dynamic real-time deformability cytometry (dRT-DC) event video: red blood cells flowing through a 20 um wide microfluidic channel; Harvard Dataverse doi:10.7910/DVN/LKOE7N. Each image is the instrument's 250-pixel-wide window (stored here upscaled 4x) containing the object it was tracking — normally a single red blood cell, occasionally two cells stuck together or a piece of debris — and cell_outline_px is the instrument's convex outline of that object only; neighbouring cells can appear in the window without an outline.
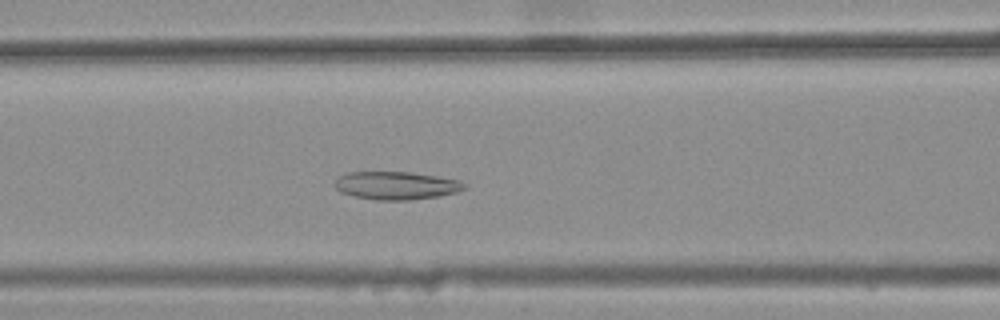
{"species": "common noctule bat (a hibernating species)", "species_latin": "Nyctalus noctula", "temperature_condition": "warm", "stored_images_in_passage": 40, "camera_frame_rate_fps": 3000, "um_per_image_px": 0.085, "animal": {"sex": "female", "body_mass_g": 25.1}, "frame": {"image": 1, "passage_image": 18, "time_ms": 5.667, "image_size_px": [1000, 320], "cell_outline_px": [[468, 184], [464, 188], [456, 192], [440, 196], [408, 200], [376, 200], [352, 196], [340, 192], [336, 188], [336, 176], [348, 172], [408, 172], [436, 176], [460, 180]], "centroid_in_image_um": [33.66, 15.77], "position_along_channel_um": 132.9, "area_um2": 21.21}}
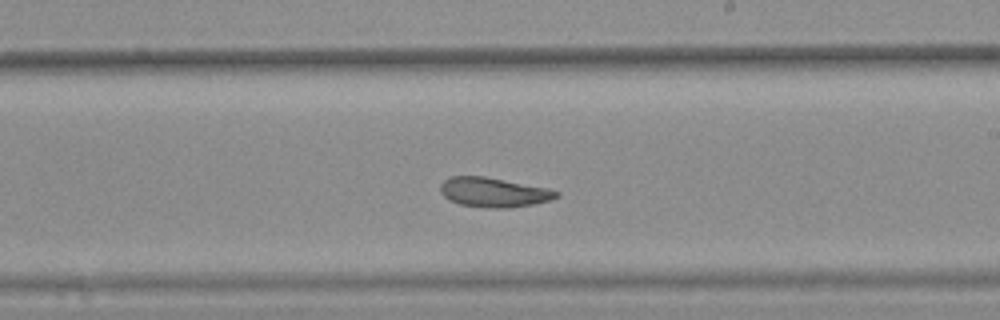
{"frame": {"image": 2, "passage_image": 27, "time_ms": 8.667, "image_size_px": [1000, 320], "cell_outline_px": [[560, 196], [548, 200], [532, 204], [508, 208], [488, 208], [460, 204], [448, 200], [440, 192], [440, 184], [448, 176], [484, 176], [548, 188], [560, 192]], "centroid_in_image_um": [41.93, 16.34], "position_along_channel_um": 247.1, "area_um2": 20.0}}
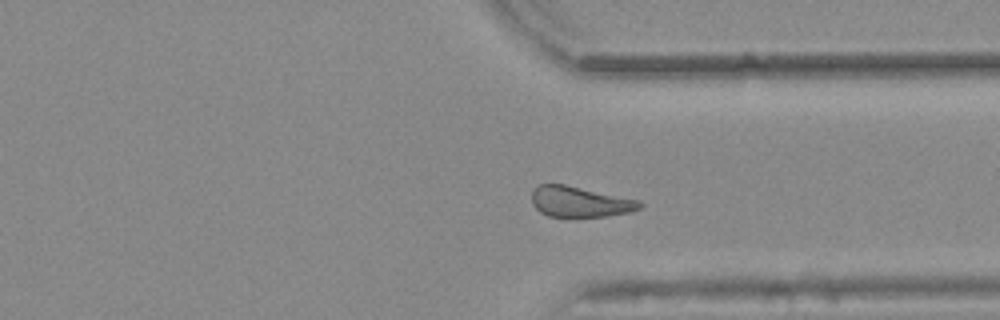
{"frame": {"image": 3, "passage_image": 36, "time_ms": 11.667, "image_size_px": [1000, 320], "cell_outline_px": [[644, 204], [640, 208], [632, 212], [608, 216], [548, 216], [540, 212], [532, 204], [532, 188], [536, 184], [564, 184], [640, 200]], "centroid_in_image_um": [49.29, 17.14], "position_along_channel_um": 362.1, "area_um2": 19.36}, "authors_computed_cell_mechanics": {"area_um2": 21.0103, "velocity_mm_per_s": 3.8145, "shape_relaxation_time_tau1_ms": null, "shape_relaxation_time_tau2_ms": 3.4191, "deformation_change_tau1": null, "deformation_change_tau2": 0.1097}}